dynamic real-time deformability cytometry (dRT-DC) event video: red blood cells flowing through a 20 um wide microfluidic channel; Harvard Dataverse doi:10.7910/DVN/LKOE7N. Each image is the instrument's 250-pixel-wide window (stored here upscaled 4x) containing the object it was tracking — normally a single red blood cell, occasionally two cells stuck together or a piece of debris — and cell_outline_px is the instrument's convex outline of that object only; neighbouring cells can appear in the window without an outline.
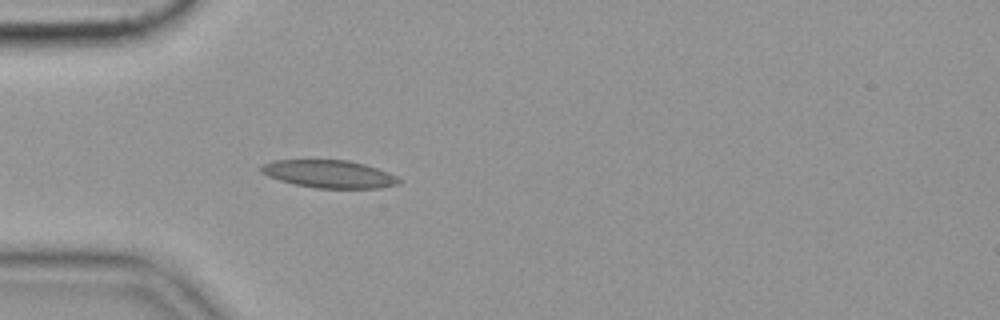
{"species": "common noctule bat (a hibernating species)", "species_latin": "Nyctalus noctula", "temperature_condition": "cold", "stored_images_in_passage": 41, "camera_frame_rate_fps": 3000, "um_per_image_px": 0.085, "animal": {"sex": "female", "body_mass_g": 19.9}, "frame": {"image": 1, "passage_image": 1, "time_ms": 0.0, "image_size_px": [1000, 320], "cell_outline_px": [[400, 184], [380, 188], [316, 188], [296, 184], [280, 180], [268, 176], [260, 172], [260, 168], [264, 164], [272, 160], [348, 160], [364, 164], [388, 172], [396, 176], [400, 180]], "centroid_in_image_um": [27.98, 14.79], "position_along_channel_um": 57.0, "area_um2": 22.14}, "authors_computed_cell_mechanics": {"area_um2": 21.1548, "velocity_mm_per_s": 3.5207, "shape_relaxation_time_tau1_ms": null, "shape_relaxation_time_tau2_ms": 4.3083, "deformation_change_tau1": null, "deformation_change_tau2": 0.1039}}